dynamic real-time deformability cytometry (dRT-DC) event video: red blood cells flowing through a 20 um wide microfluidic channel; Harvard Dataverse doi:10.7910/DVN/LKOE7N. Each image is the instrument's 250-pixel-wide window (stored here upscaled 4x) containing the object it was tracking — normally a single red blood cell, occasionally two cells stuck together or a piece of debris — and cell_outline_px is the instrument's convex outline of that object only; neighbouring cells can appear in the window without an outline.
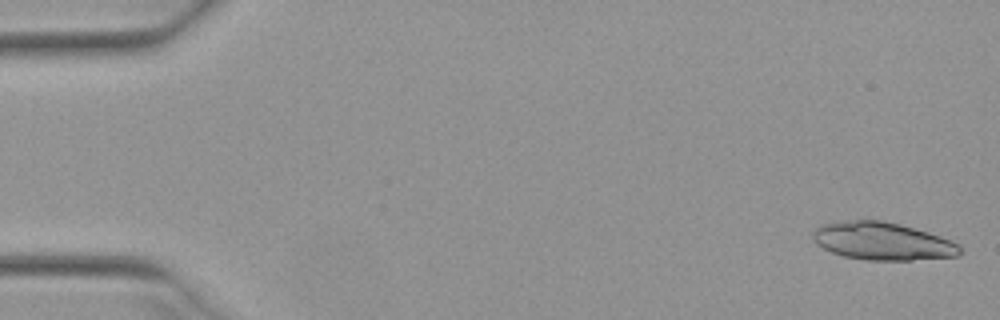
{"species": "Egyptian fruit bat (a non-hibernating species)", "species_latin": "Rousettus aegyptiacus", "temperature_condition": "warm", "stored_images_in_passage": 17, "camera_frame_rate_fps": 3000, "um_per_image_px": 0.085, "animal": {"sex": "female"}, "frame": {"image": 1, "passage_image": 1, "time_ms": 0.0, "image_size_px": [1000, 320], "cell_outline_px": [[960, 256], [912, 260], [864, 260], [844, 256], [832, 252], [816, 244], [812, 240], [812, 232], [820, 224], [852, 220], [880, 220], [900, 224], [928, 232], [940, 236], [960, 244]], "centroid_in_image_um": [75.0, 20.5], "position_along_channel_um": 10.0, "area_um2": 32.43}}
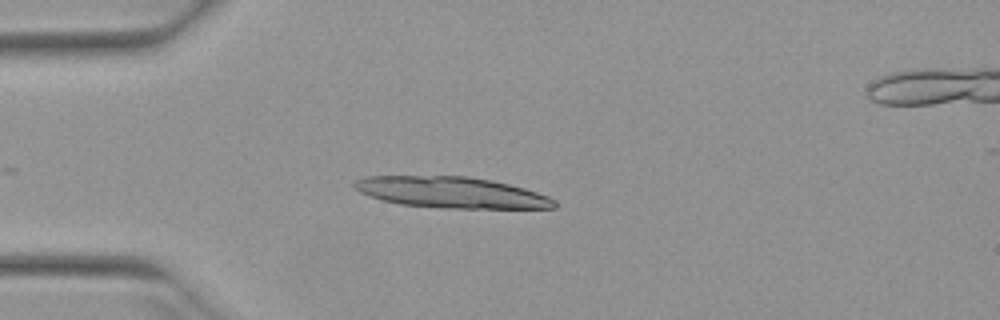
{"frame": {"image": 2, "passage_image": 13, "time_ms": 4.0, "image_size_px": [1000, 320], "cell_outline_px": [[556, 208], [444, 208], [400, 204], [380, 200], [368, 196], [360, 192], [352, 184], [356, 180], [364, 176], [468, 176], [492, 180], [524, 188], [548, 196], [556, 200]], "centroid_in_image_um": [38.35, 16.35], "position_along_channel_um": 46.7, "area_um2": 36.3}}